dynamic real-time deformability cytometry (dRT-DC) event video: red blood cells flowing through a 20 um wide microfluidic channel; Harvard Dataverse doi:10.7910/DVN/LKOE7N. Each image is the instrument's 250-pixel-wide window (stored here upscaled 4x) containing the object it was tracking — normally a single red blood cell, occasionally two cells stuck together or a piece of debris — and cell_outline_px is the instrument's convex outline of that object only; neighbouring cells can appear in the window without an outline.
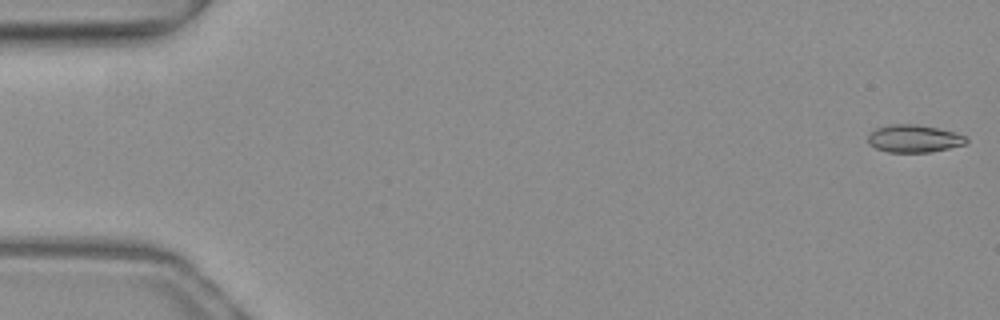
{"species": "common noctule bat (a hibernating species)", "species_latin": "Nyctalus noctula", "temperature_condition": "warm", "stored_images_in_passage": 51, "camera_frame_rate_fps": 3000, "um_per_image_px": 0.085, "animal": {"sex": "female", "body_mass_g": 19.3, "forearm_length_mm": 54.1}, "frame": {"image": 1, "passage_image": 1, "time_ms": 0.0, "image_size_px": [1000, 320], "cell_outline_px": [[968, 140], [964, 144], [932, 152], [888, 152], [876, 148], [868, 144], [868, 136], [876, 128], [888, 124], [916, 124], [936, 128], [968, 136]], "centroid_in_image_um": [77.67, 11.78], "position_along_channel_um": 7.3, "area_um2": 15.72}}
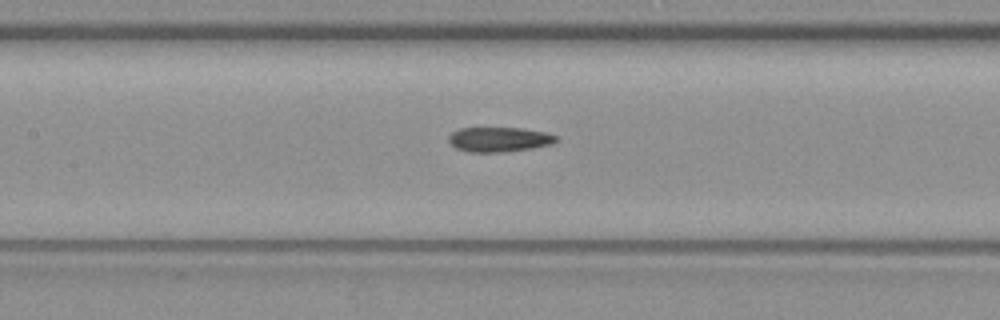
{"frame": {"image": 2, "passage_image": 24, "time_ms": 7.667, "image_size_px": [1000, 320], "cell_outline_px": [[560, 140], [552, 144], [532, 148], [504, 152], [468, 152], [456, 148], [448, 140], [448, 136], [452, 132], [460, 128], [524, 128], [544, 132], [556, 136]], "centroid_in_image_um": [42.43, 11.85], "position_along_channel_um": 165.0, "area_um2": 15.55}}
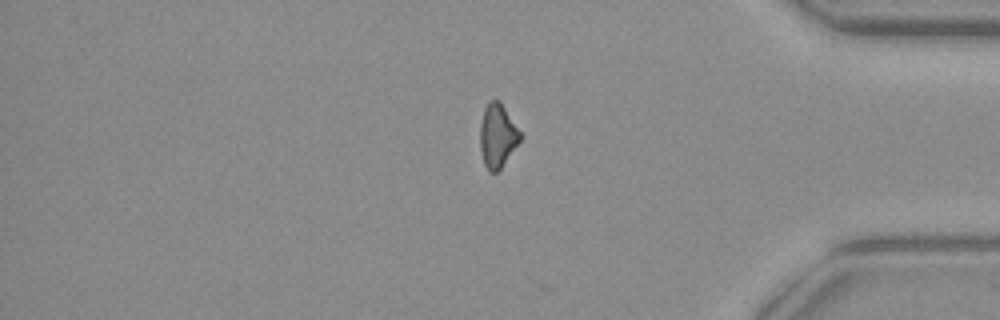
{"frame": {"image": 3, "passage_image": 43, "time_ms": 14.0, "image_size_px": [1000, 320], "cell_outline_px": [[520, 140], [500, 168], [496, 172], [488, 172], [484, 164], [480, 148], [480, 124], [484, 108], [488, 100], [500, 100], [520, 132]], "centroid_in_image_um": [42.25, 11.51], "position_along_channel_um": 392.9, "area_um2": 14.68}, "authors_computed_cell_mechanics": {"area_um2": 15.8372, "velocity_mm_per_s": 4.0245, "shape_relaxation_time_tau1_ms": null, "shape_relaxation_time_tau2_ms": 4.5659, "deformation_change_tau1": null, "deformation_change_tau2": 0.1057}}